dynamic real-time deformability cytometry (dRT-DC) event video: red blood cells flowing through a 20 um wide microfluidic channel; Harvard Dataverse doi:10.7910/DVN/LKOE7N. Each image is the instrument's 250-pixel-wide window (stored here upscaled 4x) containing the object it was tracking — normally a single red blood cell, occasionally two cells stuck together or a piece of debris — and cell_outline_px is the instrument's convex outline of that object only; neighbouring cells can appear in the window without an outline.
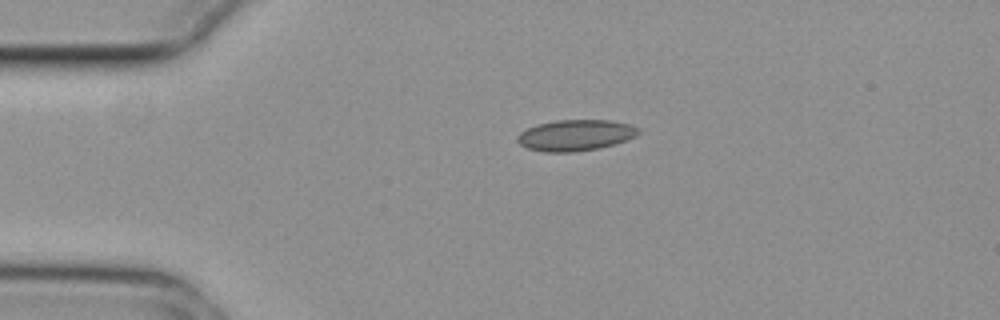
{"species": "common noctule bat (a hibernating species)", "species_latin": "Nyctalus noctula", "temperature_condition": "cold", "stored_images_in_passage": 44, "camera_frame_rate_fps": 3000, "um_per_image_px": 0.085, "animal": {"sex": "female", "body_mass_g": 29.2, "forearm_length_mm": 56.3}, "frame": {"image": 1, "passage_image": 1, "time_ms": 0.0, "image_size_px": [1000, 320], "cell_outline_px": [[640, 132], [636, 136], [600, 148], [572, 152], [544, 152], [528, 148], [520, 144], [516, 140], [516, 136], [520, 132], [536, 124], [556, 120], [608, 120], [628, 124], [640, 128]], "centroid_in_image_um": [48.88, 11.49], "position_along_channel_um": 36.1, "area_um2": 21.85}}
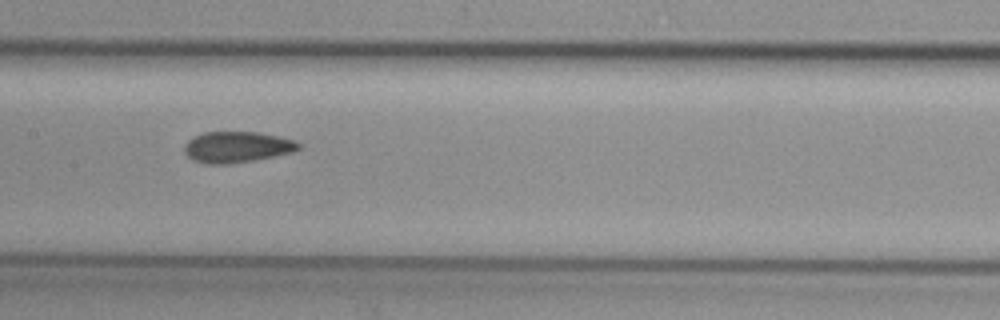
{"frame": {"image": 2, "passage_image": 16, "time_ms": 5.0, "image_size_px": [1000, 320], "cell_outline_px": [[300, 148], [292, 152], [252, 160], [228, 164], [204, 164], [192, 160], [184, 152], [184, 144], [192, 136], [204, 132], [256, 132], [296, 140], [300, 144]], "centroid_in_image_um": [20.08, 12.49], "position_along_channel_um": 187.3, "area_um2": 20.63}}
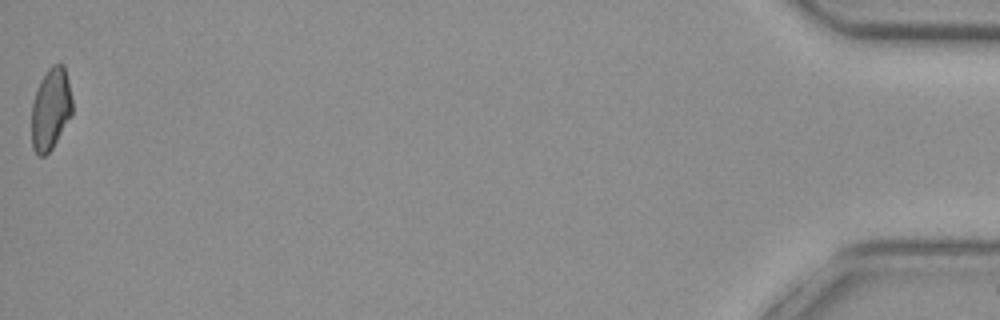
{"frame": {"image": 3, "passage_image": 44, "time_ms": 14.333, "image_size_px": [1000, 320], "cell_outline_px": [[72, 112], [52, 148], [44, 156], [40, 156], [32, 148], [32, 104], [40, 80], [48, 68], [52, 64], [64, 64], [68, 80], [72, 100]], "centroid_in_image_um": [4.3, 9.23], "position_along_channel_um": 430.9, "area_um2": 19.13}, "authors_computed_cell_mechanics": {"area_um2": 20.5768, "velocity_mm_per_s": 3.7416, "shape_relaxation_time_tau1_ms": null, "shape_relaxation_time_tau2_ms": 2.4908, "deformation_change_tau1": null, "deformation_change_tau2": 0.0882}}